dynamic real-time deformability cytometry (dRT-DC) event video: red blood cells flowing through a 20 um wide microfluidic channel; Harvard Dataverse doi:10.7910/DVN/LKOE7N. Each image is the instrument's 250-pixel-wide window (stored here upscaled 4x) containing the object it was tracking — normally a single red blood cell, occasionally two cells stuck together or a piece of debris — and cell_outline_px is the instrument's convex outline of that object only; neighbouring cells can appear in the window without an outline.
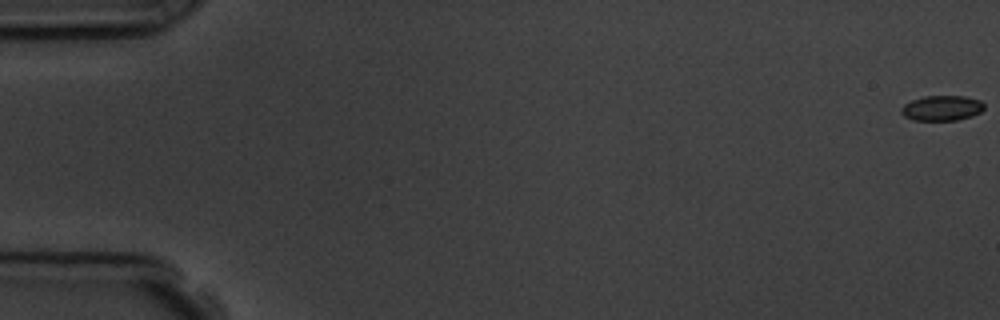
{"species": "common noctule bat (a hibernating species)", "species_latin": "Nyctalus noctula", "temperature_condition": "room temperature", "stored_images_in_passage": 5, "camera_frame_rate_fps": 3000, "um_per_image_px": 0.085, "animal": {"sex": "male", "body_mass_g": 19.5, "forearm_length_mm": 54.6}, "frame": {"image": 1, "passage_image": 1, "time_ms": 0.0, "image_size_px": [1000, 320], "cell_outline_px": [[984, 108], [980, 112], [972, 116], [956, 120], [912, 120], [904, 116], [900, 112], [900, 108], [904, 104], [912, 100], [924, 96], [964, 96], [980, 100], [984, 104]], "centroid_in_image_um": [80.04, 9.18], "position_along_channel_um": 5.0, "area_um2": 12.2}}